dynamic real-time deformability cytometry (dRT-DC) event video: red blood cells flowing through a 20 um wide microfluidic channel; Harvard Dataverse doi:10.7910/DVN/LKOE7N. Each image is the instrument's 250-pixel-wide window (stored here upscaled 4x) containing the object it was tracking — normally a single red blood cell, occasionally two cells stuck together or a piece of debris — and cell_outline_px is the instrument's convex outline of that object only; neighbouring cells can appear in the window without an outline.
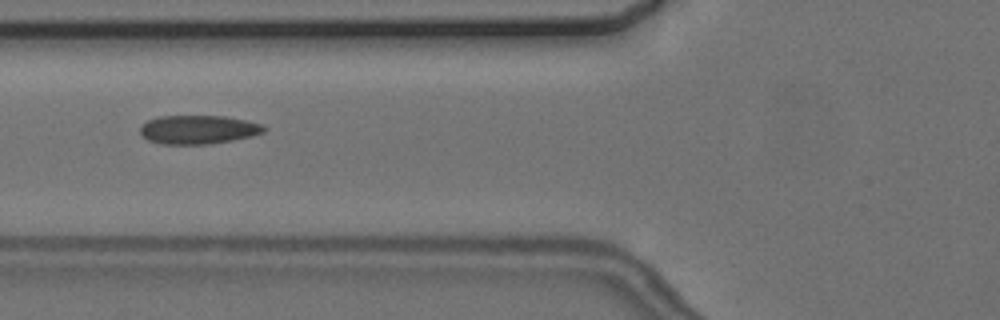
{"species": "common noctule bat (a hibernating species)", "species_latin": "Nyctalus noctula", "temperature_condition": "cold", "stored_images_in_passage": 10, "camera_frame_rate_fps": 3000, "um_per_image_px": 0.085, "animal": {"sex": "female", "body_mass_g": 24.6, "forearm_length_mm": 56.2}, "frame": {"image": 1, "passage_image": 2, "time_ms": 1.333, "image_size_px": [1000, 320], "cell_outline_px": [[268, 128], [264, 132], [252, 136], [232, 140], [208, 144], [160, 144], [148, 140], [140, 132], [140, 128], [148, 120], [160, 116], [224, 116], [248, 120], [264, 124]], "centroid_in_image_um": [16.91, 11.01], "position_along_channel_um": 108.9, "area_um2": 20.81}}
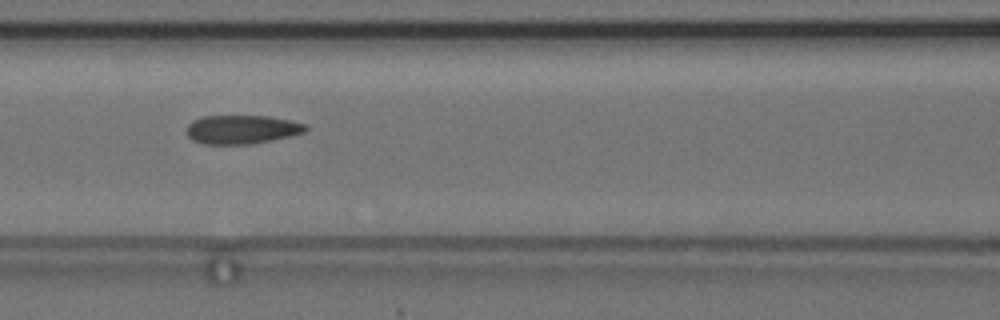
{"frame": {"image": 2, "passage_image": 3, "time_ms": 2.333, "image_size_px": [1000, 320], "cell_outline_px": [[308, 128], [304, 132], [292, 136], [252, 144], [200, 144], [192, 140], [188, 136], [188, 124], [192, 120], [204, 116], [268, 116], [288, 120], [304, 124]], "centroid_in_image_um": [20.54, 11.01], "position_along_channel_um": 146.1, "area_um2": 19.94}}